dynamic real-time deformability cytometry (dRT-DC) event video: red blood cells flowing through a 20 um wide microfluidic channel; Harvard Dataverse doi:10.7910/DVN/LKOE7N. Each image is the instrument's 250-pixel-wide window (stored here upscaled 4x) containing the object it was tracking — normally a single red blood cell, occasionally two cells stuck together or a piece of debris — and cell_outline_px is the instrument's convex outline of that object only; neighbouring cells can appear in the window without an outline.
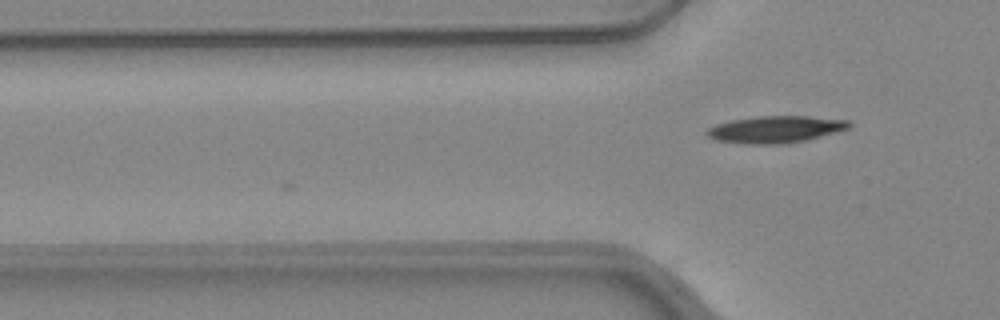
{"species": "common noctule bat (a hibernating species)", "species_latin": "Nyctalus noctula", "temperature_condition": "warm", "stored_images_in_passage": 7, "camera_frame_rate_fps": 3000, "um_per_image_px": 0.085, "animal": {"sex": "female", "body_mass_g": 24.6, "forearm_length_mm": 56.2}, "frame": {"image": 1, "passage_image": 7, "time_ms": 2.0, "image_size_px": [1000, 320], "cell_outline_px": [[852, 124], [848, 128], [820, 136], [804, 140], [780, 144], [744, 144], [716, 140], [708, 136], [708, 128], [716, 124], [732, 120], [756, 116], [808, 116], [848, 120]], "centroid_in_image_um": [65.9, 10.99], "position_along_channel_um": 59.9, "area_um2": 22.02}}